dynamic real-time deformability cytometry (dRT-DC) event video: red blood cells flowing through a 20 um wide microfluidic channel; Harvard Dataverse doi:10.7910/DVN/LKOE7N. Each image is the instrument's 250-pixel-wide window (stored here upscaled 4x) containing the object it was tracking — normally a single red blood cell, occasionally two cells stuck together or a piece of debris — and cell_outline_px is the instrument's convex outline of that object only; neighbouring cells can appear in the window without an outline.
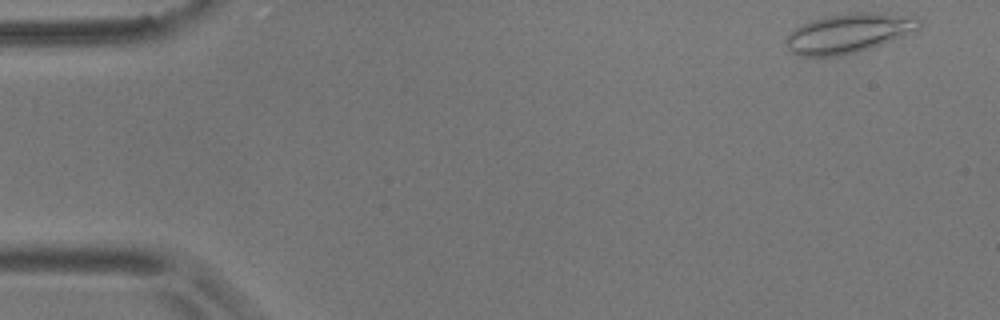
{"species": "common noctule bat (a hibernating species)", "species_latin": "Nyctalus noctula", "temperature_condition": "room temperature", "stored_images_in_passage": 6, "camera_frame_rate_fps": 3000, "um_per_image_px": 0.085, "animal": {"sex": "male", "body_mass_g": 17.9}, "frame": {"image": 1, "passage_image": 1, "time_ms": 0.0, "image_size_px": [1000, 320], "cell_outline_px": [[920, 28], [916, 32], [856, 52], [840, 56], [800, 56], [792, 52], [788, 48], [784, 40], [800, 24], [824, 16], [856, 12], [876, 12], [916, 16], [920, 20]], "centroid_in_image_um": [72.16, 2.8], "position_along_channel_um": 12.8, "area_um2": 30.63}}